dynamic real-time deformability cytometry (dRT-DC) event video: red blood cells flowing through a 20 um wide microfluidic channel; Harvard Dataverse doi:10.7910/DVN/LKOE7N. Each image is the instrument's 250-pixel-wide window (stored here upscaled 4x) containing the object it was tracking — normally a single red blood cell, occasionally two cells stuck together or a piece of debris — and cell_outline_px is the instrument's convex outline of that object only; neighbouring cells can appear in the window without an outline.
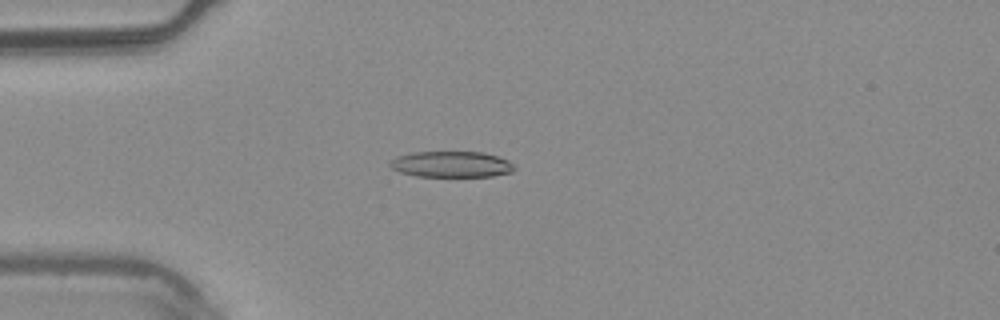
{"species": "common noctule bat (a hibernating species)", "species_latin": "Nyctalus noctula", "temperature_condition": "warm", "stored_images_in_passage": 4, "camera_frame_rate_fps": 3000, "um_per_image_px": 0.085, "animal": {"sex": "male", "body_mass_g": 20.4}, "frame": {"image": 1, "passage_image": 4, "time_ms": 1.0, "image_size_px": [1000, 320], "cell_outline_px": [[516, 168], [512, 172], [492, 176], [416, 176], [400, 172], [392, 168], [388, 164], [396, 156], [416, 152], [484, 152], [508, 160]], "centroid_in_image_um": [38.37, 13.96], "position_along_channel_um": 46.6, "area_um2": 18.73}}